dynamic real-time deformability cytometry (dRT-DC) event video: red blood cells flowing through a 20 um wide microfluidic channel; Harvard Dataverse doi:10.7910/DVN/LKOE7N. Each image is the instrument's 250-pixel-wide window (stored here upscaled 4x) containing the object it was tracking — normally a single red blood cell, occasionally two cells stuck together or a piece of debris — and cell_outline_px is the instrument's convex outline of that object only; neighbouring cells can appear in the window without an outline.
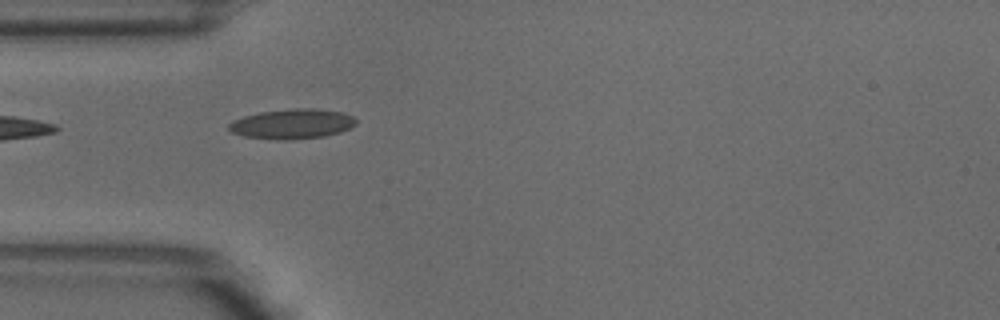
{"species": "common noctule bat (a hibernating species)", "species_latin": "Nyctalus noctula", "temperature_condition": "warm", "stored_images_in_passage": 1, "camera_frame_rate_fps": 3000, "um_per_image_px": 0.085, "animal": {"sex": "male", "body_mass_g": 18.8}, "frame": {"image": 1, "passage_image": 1, "time_ms": 0.0, "image_size_px": [1000, 320], "cell_outline_px": [[356, 124], [340, 132], [324, 136], [292, 140], [276, 140], [244, 136], [232, 132], [228, 128], [228, 124], [232, 120], [244, 116], [260, 112], [296, 108], [312, 108], [344, 112], [352, 116], [356, 120]], "centroid_in_image_um": [24.82, 10.53], "position_along_channel_um": 60.2, "area_um2": 22.2}}